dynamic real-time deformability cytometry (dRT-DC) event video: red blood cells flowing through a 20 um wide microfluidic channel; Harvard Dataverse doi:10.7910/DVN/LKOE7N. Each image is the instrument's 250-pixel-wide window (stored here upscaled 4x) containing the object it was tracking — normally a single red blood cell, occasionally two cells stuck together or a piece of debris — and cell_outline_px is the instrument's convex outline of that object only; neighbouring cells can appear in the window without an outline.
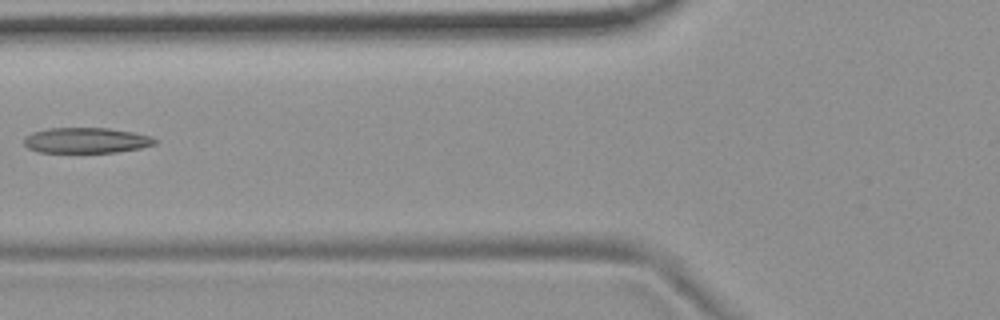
{"species": "common noctule bat (a hibernating species)", "species_latin": "Nyctalus noctula", "temperature_condition": "room temperature", "stored_images_in_passage": 8, "camera_frame_rate_fps": 3000, "um_per_image_px": 0.085, "animal": {"sex": "female", "body_mass_g": 19.9}, "frame": {"image": 1, "passage_image": 7, "time_ms": 7.0, "image_size_px": [1000, 320], "cell_outline_px": [[160, 140], [156, 144], [140, 148], [116, 152], [40, 152], [28, 148], [24, 144], [24, 136], [32, 132], [48, 128], [108, 128], [132, 132], [152, 136]], "centroid_in_image_um": [7.35, 11.92], "position_along_channel_um": 118.5, "area_um2": 19.54}}
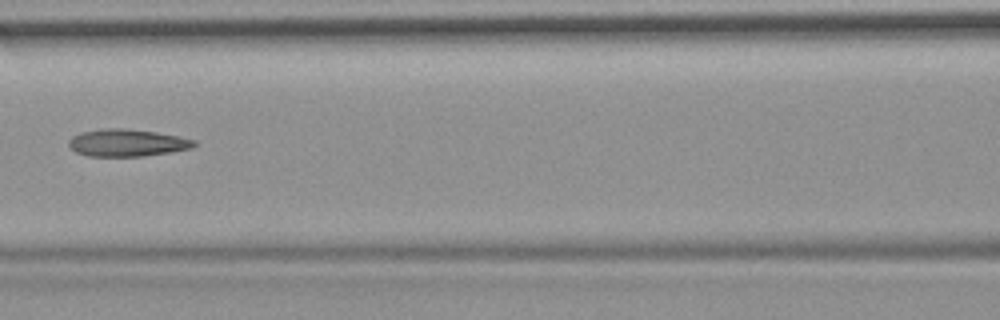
{"frame": {"image": 2, "passage_image": 8, "time_ms": 8.0, "image_size_px": [1000, 320], "cell_outline_px": [[196, 144], [192, 148], [172, 152], [144, 156], [88, 156], [76, 152], [68, 144], [68, 140], [72, 136], [80, 132], [104, 128], [124, 128], [156, 132], [196, 140]], "centroid_in_image_um": [10.79, 12.13], "position_along_channel_um": 155.8, "area_um2": 19.94}}